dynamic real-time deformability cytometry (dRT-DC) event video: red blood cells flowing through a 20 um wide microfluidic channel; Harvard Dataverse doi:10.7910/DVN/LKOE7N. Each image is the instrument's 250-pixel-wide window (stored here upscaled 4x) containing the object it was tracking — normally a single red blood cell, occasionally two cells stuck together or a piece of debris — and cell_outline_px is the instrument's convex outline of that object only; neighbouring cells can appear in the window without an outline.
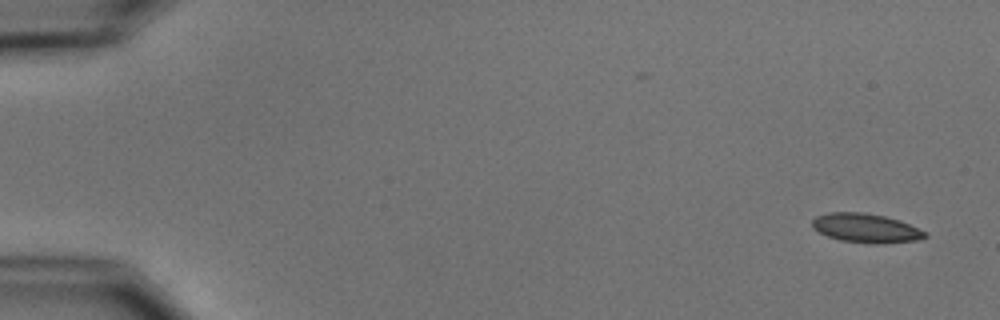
{"species": "common noctule bat (a hibernating species)", "species_latin": "Nyctalus noctula", "temperature_condition": "cold", "stored_images_in_passage": 5, "camera_frame_rate_fps": 3000, "um_per_image_px": 0.085, "animal": {"sex": "male", "body_mass_g": 15.6}, "frame": {"image": 1, "passage_image": 1, "time_ms": 0.0, "image_size_px": [1000, 320], "cell_outline_px": [[928, 236], [916, 240], [876, 244], [868, 244], [840, 240], [828, 236], [812, 228], [812, 220], [816, 216], [828, 212], [864, 212], [884, 216], [900, 220], [928, 232]], "centroid_in_image_um": [73.61, 19.38], "position_along_channel_um": 11.4, "area_um2": 19.25}}
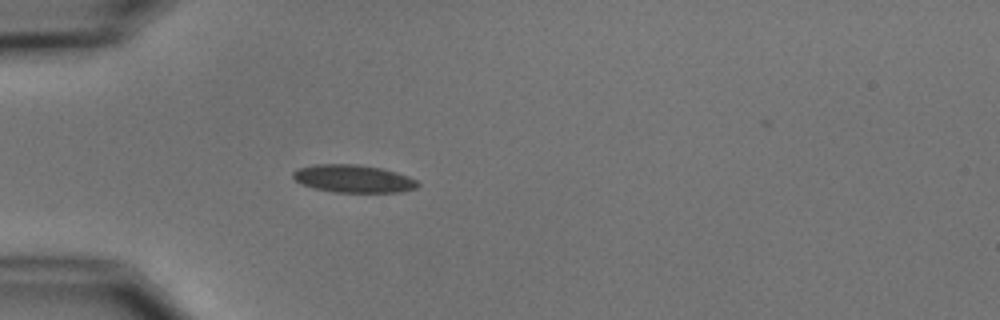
{"frame": {"image": 2, "passage_image": 5, "time_ms": 4.667, "image_size_px": [1000, 320], "cell_outline_px": [[420, 184], [416, 188], [396, 192], [332, 192], [316, 188], [304, 184], [296, 180], [292, 176], [292, 172], [300, 168], [316, 164], [360, 164], [380, 168], [396, 172], [408, 176], [416, 180]], "centroid_in_image_um": [30.05, 15.18], "position_along_channel_um": 55.0, "area_um2": 19.94}}